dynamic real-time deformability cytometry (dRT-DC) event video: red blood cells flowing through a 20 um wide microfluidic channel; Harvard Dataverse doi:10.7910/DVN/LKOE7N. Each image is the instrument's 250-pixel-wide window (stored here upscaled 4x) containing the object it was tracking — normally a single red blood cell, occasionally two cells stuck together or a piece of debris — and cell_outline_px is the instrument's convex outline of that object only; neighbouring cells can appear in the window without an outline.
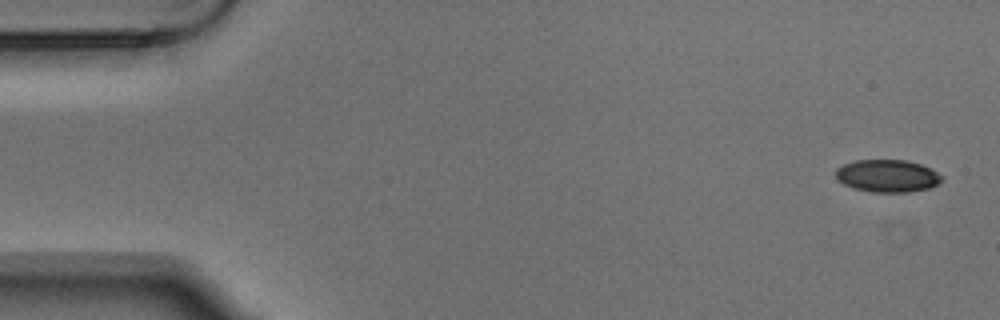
{"species": "Egyptian fruit bat (a non-hibernating species)", "species_latin": "Rousettus aegyptiacus", "temperature_condition": "warm", "stored_images_in_passage": 3, "camera_frame_rate_fps": 3000, "um_per_image_px": 0.085, "animal": {"sex": "male"}, "frame": {"image": 1, "passage_image": 1, "time_ms": 0.0, "image_size_px": [1000, 320], "cell_outline_px": [[944, 180], [928, 188], [908, 192], [872, 192], [852, 188], [836, 180], [836, 168], [844, 164], [856, 160], [908, 160], [932, 168], [944, 176]], "centroid_in_image_um": [75.44, 14.94], "position_along_channel_um": 9.6, "area_um2": 20.29}}